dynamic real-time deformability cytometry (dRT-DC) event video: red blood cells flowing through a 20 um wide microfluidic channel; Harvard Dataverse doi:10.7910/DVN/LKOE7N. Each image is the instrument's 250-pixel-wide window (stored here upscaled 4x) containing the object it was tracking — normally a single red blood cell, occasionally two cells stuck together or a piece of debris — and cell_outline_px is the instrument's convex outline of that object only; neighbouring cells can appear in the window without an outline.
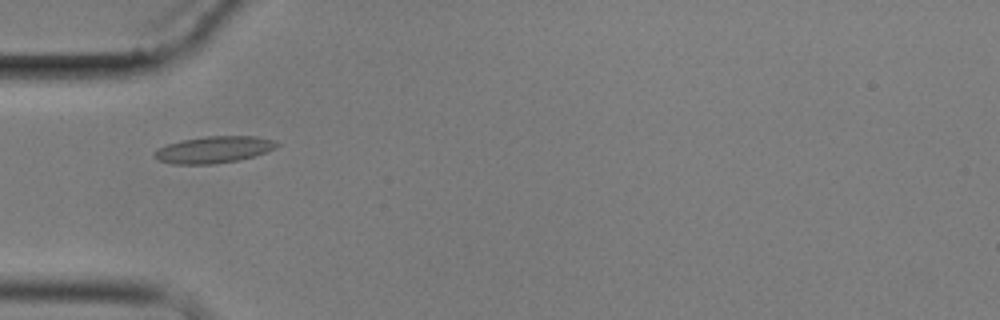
{"species": "common noctule bat (a hibernating species)", "species_latin": "Nyctalus noctula", "temperature_condition": "cold", "stored_images_in_passage": 6, "camera_frame_rate_fps": 3000, "um_per_image_px": 0.085, "animal": {"sex": "male", "body_mass_g": 17.9}, "frame": {"image": 1, "passage_image": 6, "time_ms": 6.0, "image_size_px": [1000, 320], "cell_outline_px": [[280, 144], [276, 148], [240, 160], [216, 164], [172, 164], [160, 160], [152, 156], [152, 152], [156, 148], [180, 140], [204, 136], [256, 136], [276, 140]], "centroid_in_image_um": [18.15, 12.71], "position_along_channel_um": 66.9, "area_um2": 19.31}}